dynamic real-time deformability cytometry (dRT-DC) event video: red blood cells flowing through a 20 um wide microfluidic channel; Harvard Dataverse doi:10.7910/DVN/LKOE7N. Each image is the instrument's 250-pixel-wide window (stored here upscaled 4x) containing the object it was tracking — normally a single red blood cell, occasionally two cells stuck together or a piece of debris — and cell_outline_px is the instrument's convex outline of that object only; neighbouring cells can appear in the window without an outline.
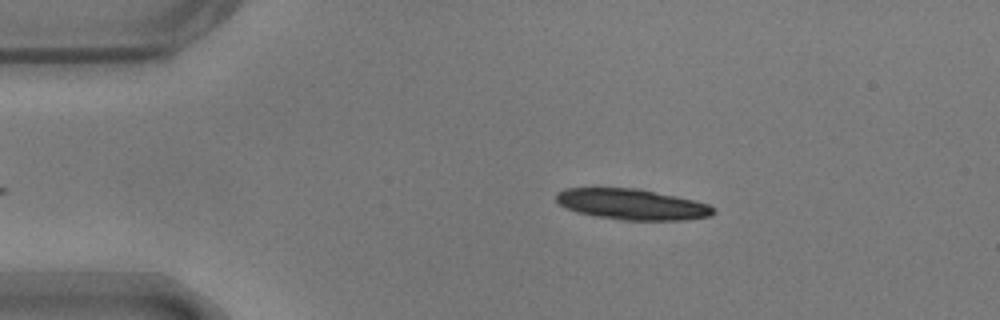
{"species": "common noctule bat (a hibernating species)", "species_latin": "Nyctalus noctula", "temperature_condition": "warm", "stored_images_in_passage": 40, "segment_of_instrument_passage": [1, 2], "camera_frame_rate_fps": 3000, "um_per_image_px": 0.085, "animal": {"sex": "male", "body_mass_g": 17.9}, "frame": {"image": 1, "passage_image": 3, "time_ms": 0.667, "image_size_px": [1000, 320], "cell_outline_px": [[716, 212], [712, 216], [684, 220], [620, 220], [596, 216], [564, 208], [556, 200], [556, 192], [564, 188], [636, 188], [676, 196], [708, 204], [716, 208]], "centroid_in_image_um": [53.72, 17.37], "position_along_channel_um": 31.3, "area_um2": 28.21}}